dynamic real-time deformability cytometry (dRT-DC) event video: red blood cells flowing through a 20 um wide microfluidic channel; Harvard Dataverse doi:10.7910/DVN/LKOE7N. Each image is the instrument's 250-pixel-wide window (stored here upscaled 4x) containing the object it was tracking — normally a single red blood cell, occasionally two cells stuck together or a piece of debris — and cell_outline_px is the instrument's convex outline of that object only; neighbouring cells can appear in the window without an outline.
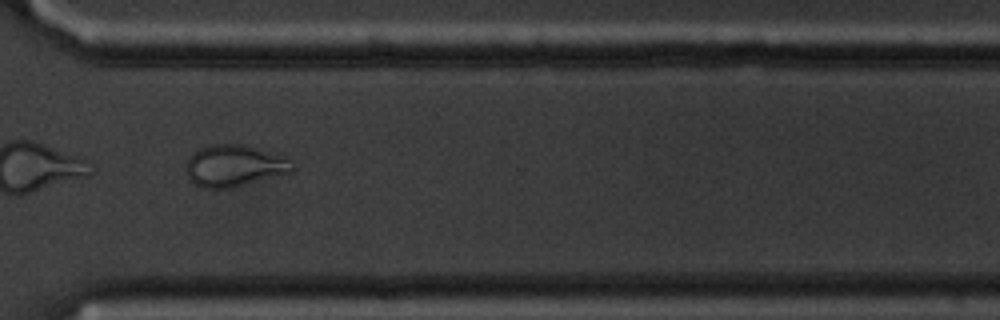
{"species": "common noctule bat (a hibernating species)", "species_latin": "Nyctalus noctula", "temperature_condition": "cold", "stored_images_in_passage": 13, "camera_frame_rate_fps": 3000, "um_per_image_px": 0.085, "animal": {"sex": "male", "body_mass_g": 20.1, "forearm_length_mm": 53.5}, "frame": {"image": 1, "passage_image": 10, "time_ms": 11.333, "image_size_px": [1000, 320], "cell_outline_px": [[296, 168], [292, 172], [228, 188], [204, 188], [188, 180], [184, 168], [184, 164], [188, 156], [192, 152], [208, 144], [240, 144], [288, 160]], "centroid_in_image_um": [19.77, 14.1], "position_along_channel_um": 350.8, "area_um2": 25.37}, "authors_computed_cell_mechanics": {"area_um2": 20.519, "velocity_mm_per_s": 3.4285, "shape_relaxation_time_tau1_ms": null, "shape_relaxation_time_tau2_ms": 0.7425, "deformation_change_tau1": null, "deformation_change_tau2": 0.0489}}